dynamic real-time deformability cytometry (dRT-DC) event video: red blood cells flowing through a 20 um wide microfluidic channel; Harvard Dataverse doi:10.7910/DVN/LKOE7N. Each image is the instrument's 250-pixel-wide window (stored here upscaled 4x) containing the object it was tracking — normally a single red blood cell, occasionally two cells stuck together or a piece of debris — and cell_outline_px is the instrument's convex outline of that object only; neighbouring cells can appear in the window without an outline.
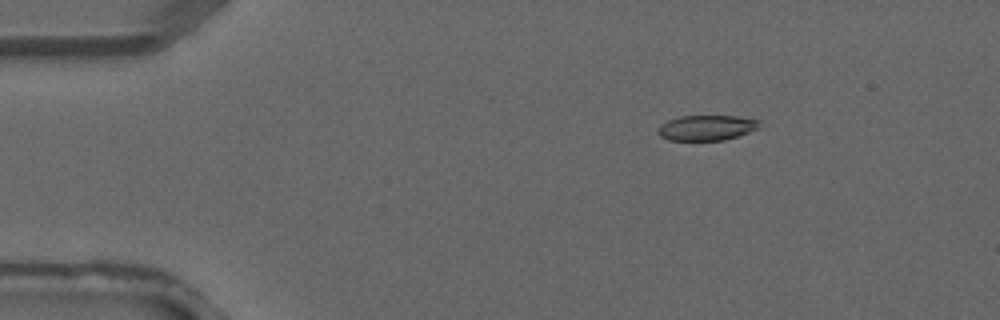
{"species": "common noctule bat (a hibernating species)", "species_latin": "Nyctalus noctula", "temperature_condition": "warm", "stored_images_in_passage": 4, "camera_frame_rate_fps": 3000, "um_per_image_px": 0.085, "animal": {"sex": "male", "forearm_length_mm": 52.5}, "frame": {"image": 1, "passage_image": 2, "time_ms": 0.333, "image_size_px": [1000, 320], "cell_outline_px": [[760, 128], [724, 140], [668, 140], [660, 136], [656, 132], [660, 124], [668, 120], [680, 116], [736, 116], [760, 120]], "centroid_in_image_um": [60.04, 10.85], "position_along_channel_um": 25.0, "area_um2": 14.97}}
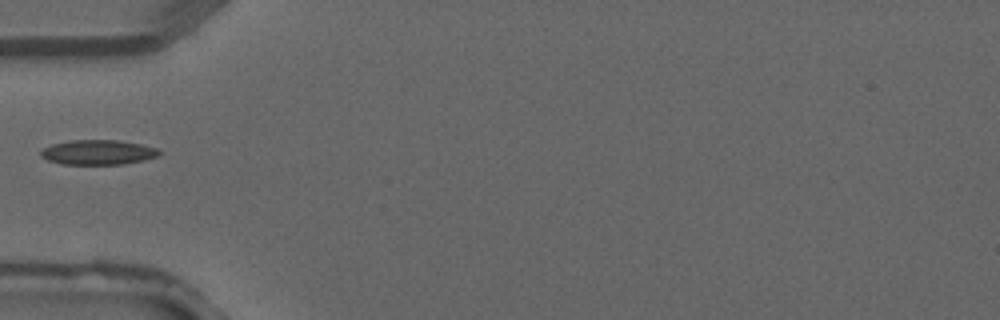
{"frame": {"image": 2, "passage_image": 4, "time_ms": 1.0, "image_size_px": [1000, 320], "cell_outline_px": [[160, 156], [144, 160], [124, 164], [60, 164], [48, 160], [40, 156], [40, 148], [52, 144], [72, 140], [116, 140], [140, 144], [156, 148], [160, 152]], "centroid_in_image_um": [8.3, 12.95], "position_along_channel_um": 76.7, "area_um2": 17.17}}